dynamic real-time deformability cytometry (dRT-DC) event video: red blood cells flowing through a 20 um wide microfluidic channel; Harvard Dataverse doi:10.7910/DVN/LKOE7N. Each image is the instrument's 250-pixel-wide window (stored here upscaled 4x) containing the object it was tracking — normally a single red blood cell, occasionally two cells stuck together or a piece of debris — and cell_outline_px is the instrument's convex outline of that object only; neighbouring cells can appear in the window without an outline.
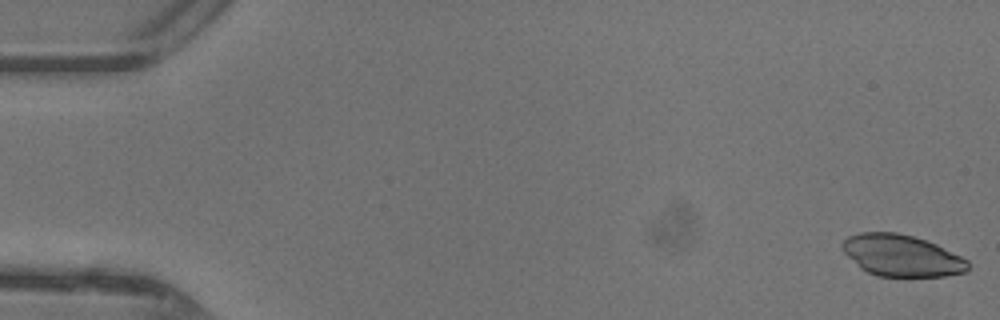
{"species": "common noctule bat (a hibernating species)", "species_latin": "Nyctalus noctula", "temperature_condition": "warm", "stored_images_in_passage": 47, "camera_frame_rate_fps": 3000, "um_per_image_px": 0.085, "animal": {"sex": "female"}, "frame": {"image": 1, "passage_image": 1, "time_ms": 0.0, "image_size_px": [1000, 320], "cell_outline_px": [[968, 272], [944, 276], [876, 276], [860, 268], [844, 252], [840, 244], [848, 236], [860, 232], [896, 232], [912, 236], [936, 244], [968, 260]], "centroid_in_image_um": [76.62, 21.72], "position_along_channel_um": 8.4, "area_um2": 30.35}}